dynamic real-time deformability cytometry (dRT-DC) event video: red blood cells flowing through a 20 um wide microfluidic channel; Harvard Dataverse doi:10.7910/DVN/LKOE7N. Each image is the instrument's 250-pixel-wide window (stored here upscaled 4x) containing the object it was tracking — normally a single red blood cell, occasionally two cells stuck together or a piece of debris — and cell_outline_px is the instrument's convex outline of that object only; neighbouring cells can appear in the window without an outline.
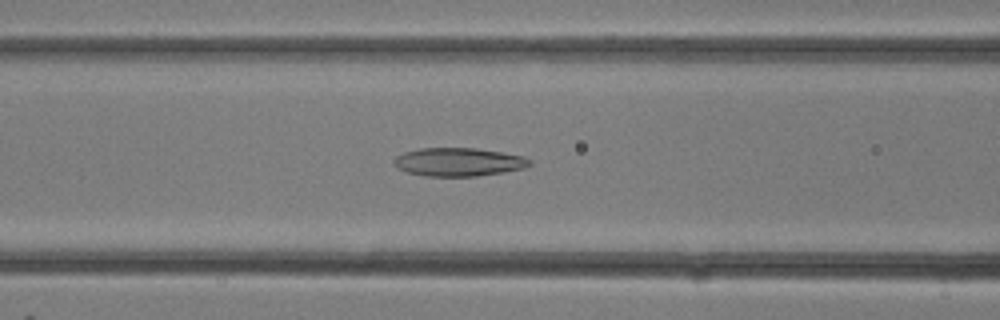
{"species": "common noctule bat (a hibernating species)", "species_latin": "Nyctalus noctula", "temperature_condition": "room temperature", "stored_images_in_passage": 31, "camera_frame_rate_fps": 3000, "um_per_image_px": 0.085, "animal": {"sex": "female"}, "frame": {"image": 1, "passage_image": 12, "time_ms": 3.667, "image_size_px": [1000, 320], "cell_outline_px": [[532, 164], [524, 168], [504, 172], [476, 176], [424, 176], [408, 172], [396, 168], [392, 160], [396, 156], [404, 152], [420, 148], [476, 148], [524, 156], [532, 160]], "centroid_in_image_um": [38.97, 13.77], "position_along_channel_um": 127.6, "area_um2": 22.54}}
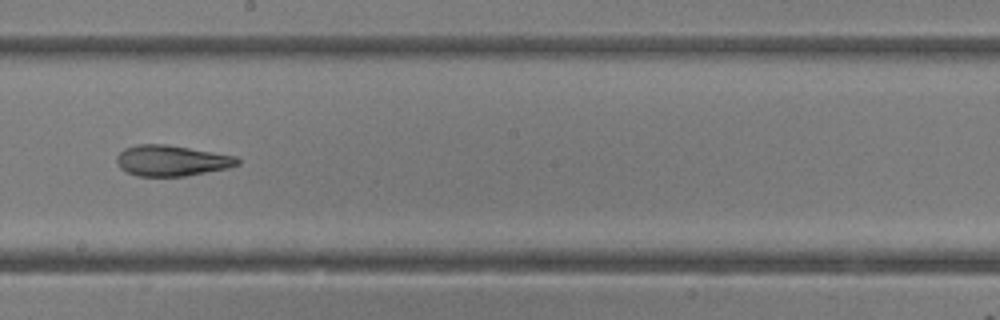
{"frame": {"image": 2, "passage_image": 17, "time_ms": 5.333, "image_size_px": [1000, 320], "cell_outline_px": [[240, 164], [228, 168], [184, 176], [136, 176], [120, 168], [116, 164], [116, 156], [124, 148], [136, 144], [164, 144], [236, 156], [240, 160]], "centroid_in_image_um": [14.55, 13.65], "position_along_channel_um": 233.6, "area_um2": 21.62}}
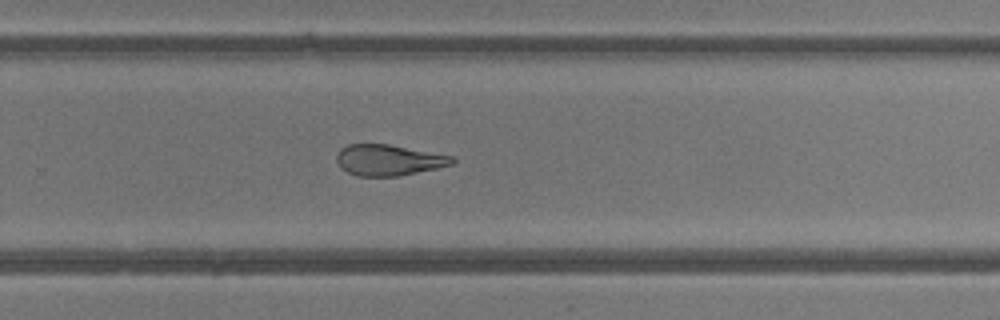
{"frame": {"image": 3, "passage_image": 20, "time_ms": 6.333, "image_size_px": [1000, 320], "cell_outline_px": [[456, 160], [452, 164], [436, 168], [400, 176], [356, 176], [340, 168], [336, 160], [336, 156], [340, 148], [348, 144], [388, 144], [456, 156]], "centroid_in_image_um": [33.03, 13.6], "position_along_channel_um": 296.8, "area_um2": 21.04}}